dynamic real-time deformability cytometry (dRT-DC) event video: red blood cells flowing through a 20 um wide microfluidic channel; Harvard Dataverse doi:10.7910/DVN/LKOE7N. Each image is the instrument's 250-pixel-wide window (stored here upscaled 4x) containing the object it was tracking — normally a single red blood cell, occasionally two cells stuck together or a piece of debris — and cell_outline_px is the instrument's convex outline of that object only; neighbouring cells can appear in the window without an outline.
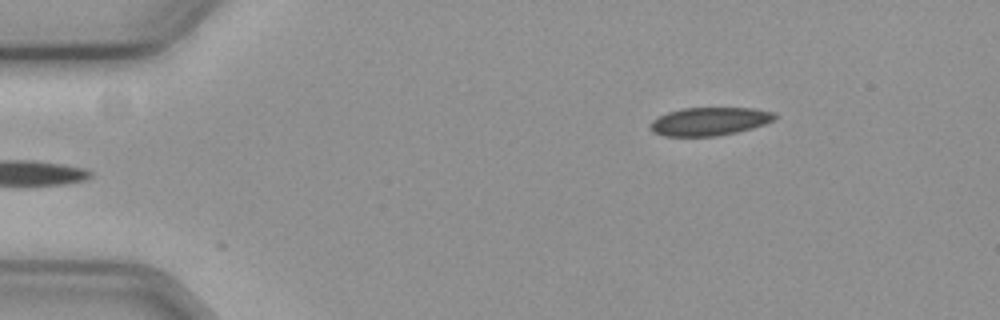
{"species": "common noctule bat (a hibernating species)", "species_latin": "Nyctalus noctula", "temperature_condition": "cold", "stored_images_in_passage": 12, "camera_frame_rate_fps": 3000, "um_per_image_px": 0.085, "animal": {"sex": "female", "body_mass_g": 19.3, "forearm_length_mm": 54.1}, "frame": {"image": 1, "passage_image": 1, "time_ms": 0.0, "image_size_px": [1000, 320], "cell_outline_px": [[776, 116], [772, 120], [764, 124], [752, 128], [736, 132], [716, 136], [664, 136], [652, 132], [652, 120], [668, 112], [684, 108], [752, 108], [772, 112]], "centroid_in_image_um": [60.29, 10.32], "position_along_channel_um": 24.7, "area_um2": 20.11}}
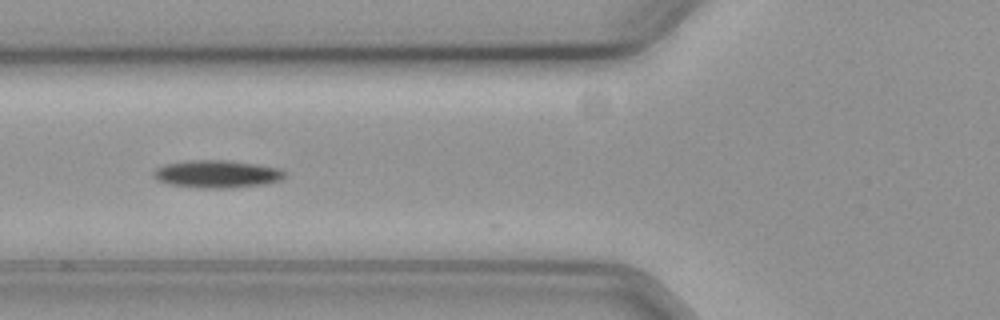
{"frame": {"image": 2, "passage_image": 3, "time_ms": 0.667, "image_size_px": [1000, 320], "cell_outline_px": [[284, 176], [280, 180], [264, 184], [232, 188], [200, 188], [172, 184], [160, 180], [152, 176], [156, 168], [164, 164], [188, 160], [228, 160], [256, 164], [280, 168], [284, 172]], "centroid_in_image_um": [18.45, 14.78], "position_along_channel_um": 107.4, "area_um2": 20.98}}
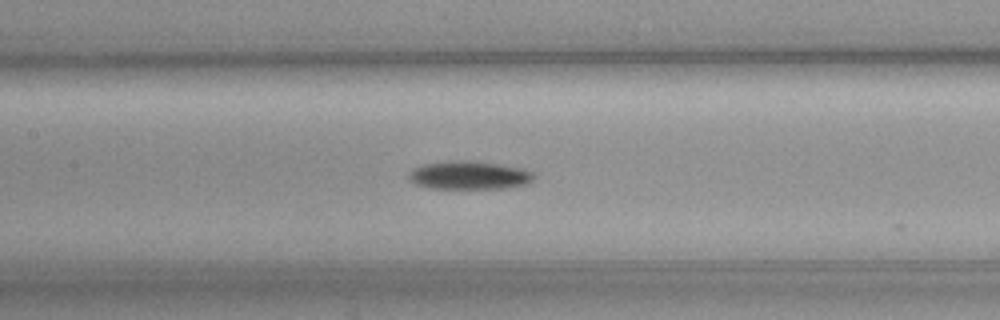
{"frame": {"image": 3, "passage_image": 8, "time_ms": 2.333, "image_size_px": [1000, 320], "cell_outline_px": [[536, 176], [528, 184], [504, 188], [432, 188], [416, 184], [408, 176], [408, 172], [424, 164], [460, 160], [468, 160], [500, 164], [520, 168], [532, 172]], "centroid_in_image_um": [39.92, 14.89], "position_along_channel_um": 167.5, "area_um2": 20.35}}